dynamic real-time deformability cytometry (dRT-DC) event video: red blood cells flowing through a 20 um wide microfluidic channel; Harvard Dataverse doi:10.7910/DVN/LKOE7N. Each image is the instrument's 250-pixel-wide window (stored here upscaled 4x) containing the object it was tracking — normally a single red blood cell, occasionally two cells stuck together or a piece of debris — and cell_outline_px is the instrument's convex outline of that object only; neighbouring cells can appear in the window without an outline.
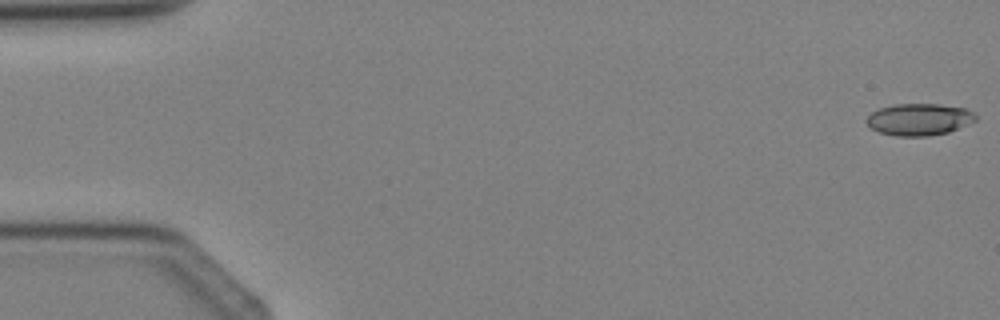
{"species": "Egyptian fruit bat (a non-hibernating species)", "species_latin": "Rousettus aegyptiacus", "temperature_condition": "cold", "stored_images_in_passage": 4, "camera_frame_rate_fps": 3000, "um_per_image_px": 0.085, "animal": {"sex": "female"}, "frame": {"image": 1, "passage_image": 1, "time_ms": 0.0, "image_size_px": [1000, 320], "cell_outline_px": [[976, 120], [968, 124], [948, 132], [928, 136], [896, 136], [880, 132], [872, 128], [864, 120], [872, 112], [880, 108], [896, 104], [940, 104], [964, 108], [972, 112], [976, 116]], "centroid_in_image_um": [78.12, 10.15], "position_along_channel_um": 6.9, "area_um2": 20.11}}